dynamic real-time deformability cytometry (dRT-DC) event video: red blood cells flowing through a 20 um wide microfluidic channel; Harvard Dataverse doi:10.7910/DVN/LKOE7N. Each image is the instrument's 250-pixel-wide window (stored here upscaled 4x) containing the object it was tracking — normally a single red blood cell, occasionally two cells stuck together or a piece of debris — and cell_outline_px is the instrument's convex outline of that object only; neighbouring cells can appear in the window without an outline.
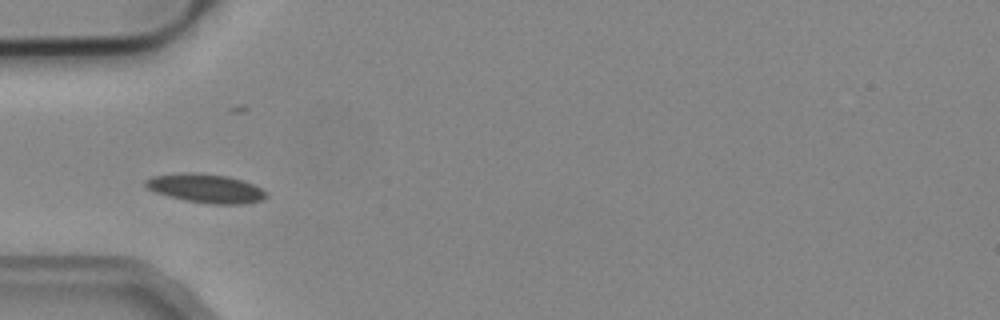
{"species": "common noctule bat (a hibernating species)", "species_latin": "Nyctalus noctula", "temperature_condition": "cold", "stored_images_in_passage": 6, "camera_frame_rate_fps": 3000, "um_per_image_px": 0.085, "animal": {"sex": "male", "body_mass_g": 19.2, "forearm_length_mm": 51.8}, "frame": {"image": 1, "passage_image": 3, "time_ms": 0.667, "image_size_px": [1000, 320], "cell_outline_px": [[268, 196], [260, 200], [244, 204], [212, 204], [184, 200], [168, 196], [156, 192], [148, 188], [144, 184], [144, 180], [152, 176], [192, 172], [228, 176], [252, 184], [268, 192]], "centroid_in_image_um": [17.49, 16.01], "position_along_channel_um": 67.5, "area_um2": 20.11}}